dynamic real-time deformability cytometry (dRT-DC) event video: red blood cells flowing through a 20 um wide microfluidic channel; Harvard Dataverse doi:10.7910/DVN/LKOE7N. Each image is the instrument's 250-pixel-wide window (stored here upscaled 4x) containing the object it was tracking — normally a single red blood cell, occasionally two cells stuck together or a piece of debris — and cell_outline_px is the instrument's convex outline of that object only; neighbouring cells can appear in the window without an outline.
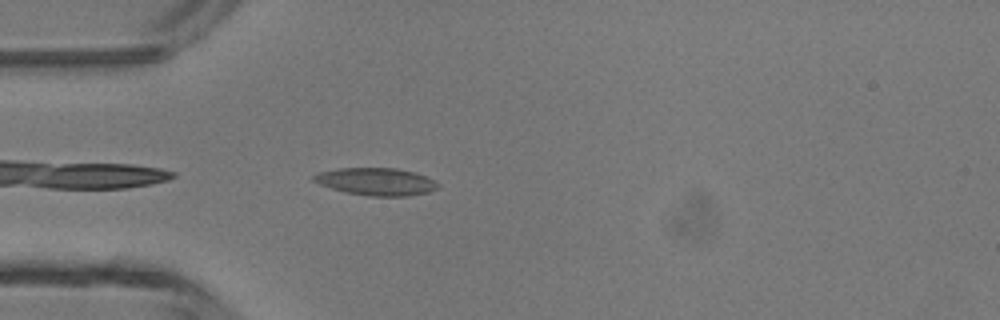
{"species": "common noctule bat (a hibernating species)", "species_latin": "Nyctalus noctula", "temperature_condition": "room temperature", "stored_images_in_passage": 22, "camera_frame_rate_fps": 3000, "um_per_image_px": 0.085, "animal": {"sex": "male", "body_mass_g": 13.3}, "frame": {"image": 1, "passage_image": 2, "time_ms": 0.333, "image_size_px": [1000, 320], "cell_outline_px": [[440, 184], [436, 188], [428, 192], [408, 196], [368, 196], [344, 192], [320, 184], [312, 180], [312, 176], [320, 172], [340, 168], [396, 168], [416, 172]], "centroid_in_image_um": [31.97, 15.44], "position_along_channel_um": 53.0, "area_um2": 19.77}}
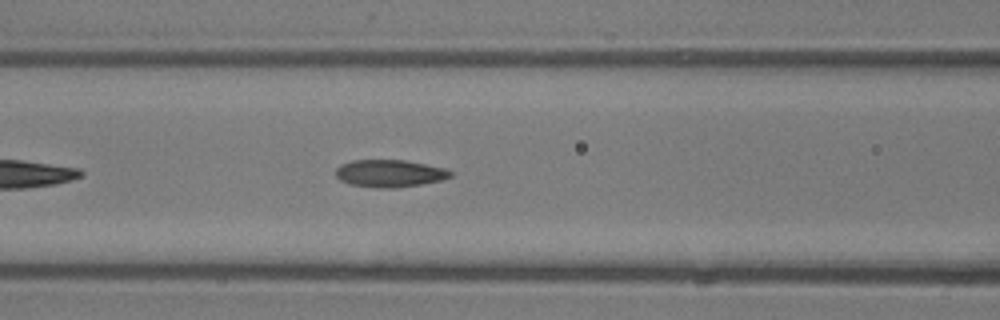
{"frame": {"image": 2, "passage_image": 8, "time_ms": 2.333, "image_size_px": [1000, 320], "cell_outline_px": [[452, 176], [440, 180], [420, 184], [396, 188], [376, 188], [348, 184], [340, 180], [336, 176], [336, 168], [340, 164], [352, 160], [404, 160], [444, 168], [452, 172]], "centroid_in_image_um": [33.07, 14.74], "position_along_channel_um": 133.5, "area_um2": 18.26}}
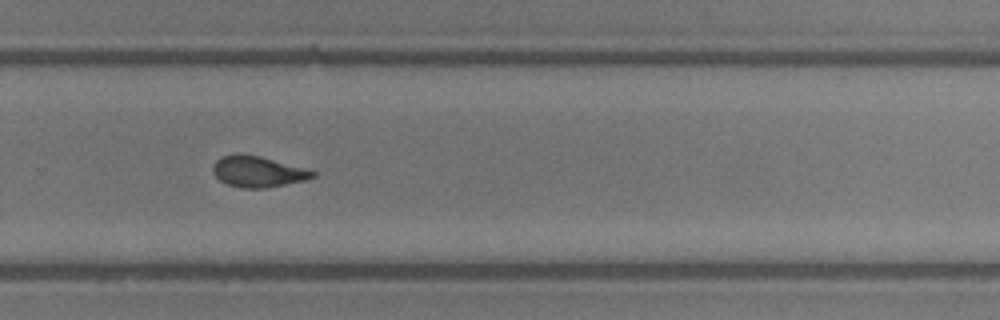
{"frame": {"image": 3, "passage_image": 20, "time_ms": 6.333, "image_size_px": [1000, 320], "cell_outline_px": [[316, 176], [304, 180], [264, 188], [240, 188], [224, 184], [212, 172], [212, 168], [216, 160], [224, 156], [236, 152], [240, 152], [260, 156], [304, 168], [316, 172]], "centroid_in_image_um": [21.86, 14.58], "position_along_channel_um": 307.9, "area_um2": 18.03}}